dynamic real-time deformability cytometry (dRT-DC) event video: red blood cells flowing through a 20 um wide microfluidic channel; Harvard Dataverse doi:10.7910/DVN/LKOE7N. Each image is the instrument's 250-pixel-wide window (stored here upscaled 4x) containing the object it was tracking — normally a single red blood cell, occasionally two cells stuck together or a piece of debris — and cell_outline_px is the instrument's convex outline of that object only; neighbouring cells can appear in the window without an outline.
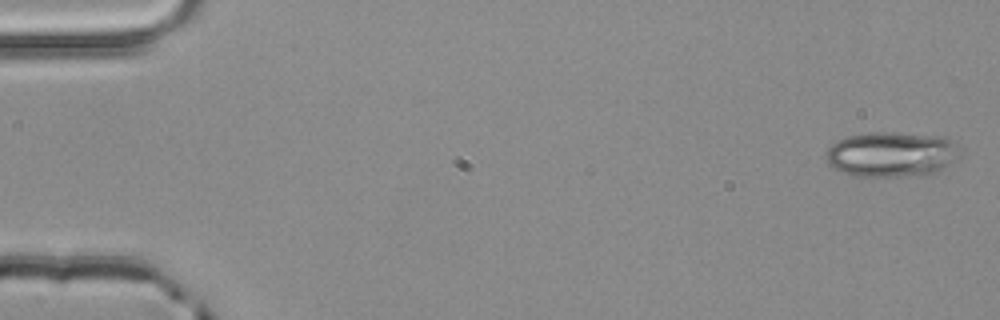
{"species": "common noctule bat (a hibernating species)", "species_latin": "Nyctalus noctula", "temperature_condition": "room temperature", "stored_images_in_passage": 4, "camera_frame_rate_fps": 3000, "um_per_image_px": 0.085, "animal": {"sex": "male", "body_mass_g": 20.4}, "frame": {"image": 1, "passage_image": 1, "time_ms": 0.0, "image_size_px": [1000, 320], "cell_outline_px": [[960, 156], [936, 172], [924, 176], [852, 176], [828, 164], [824, 156], [828, 148], [836, 140], [848, 136], [872, 132], [892, 132], [944, 136], [948, 140]], "centroid_in_image_um": [75.71, 13.12], "position_along_channel_um": 9.3, "area_um2": 35.03}}